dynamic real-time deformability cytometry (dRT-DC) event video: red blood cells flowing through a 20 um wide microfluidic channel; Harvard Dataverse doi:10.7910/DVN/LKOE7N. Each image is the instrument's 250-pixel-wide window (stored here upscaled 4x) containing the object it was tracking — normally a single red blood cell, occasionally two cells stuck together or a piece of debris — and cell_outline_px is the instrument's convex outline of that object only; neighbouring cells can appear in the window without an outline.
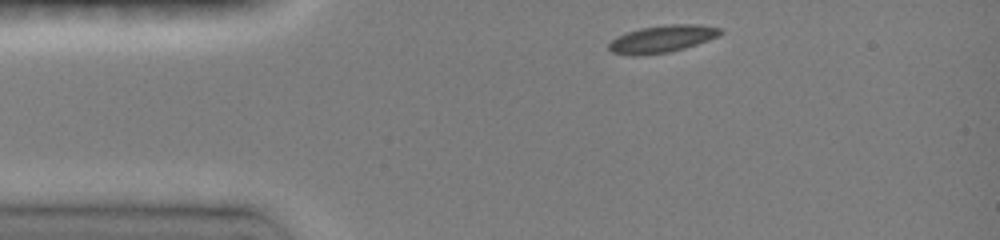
{"species": "common noctule bat (a hibernating species)", "species_latin": "Nyctalus noctula", "temperature_condition": "room temperature", "stored_images_in_passage": 4, "camera_frame_rate_fps": 3000, "um_per_image_px": 0.085, "animal": {"sex": "female", "body_mass_g": 19.0, "forearm_length_mm": 51.5}, "frame": {"image": 1, "passage_image": 1, "time_ms": 0.0, "image_size_px": [1000, 240], "cell_outline_px": [[724, 32], [720, 36], [684, 48], [668, 52], [636, 56], [632, 56], [612, 52], [608, 48], [608, 44], [616, 36], [640, 28], [668, 24], [696, 24], [720, 28]], "centroid_in_image_um": [56.28, 3.3], "position_along_channel_um": 28.7, "area_um2": 17.69}}